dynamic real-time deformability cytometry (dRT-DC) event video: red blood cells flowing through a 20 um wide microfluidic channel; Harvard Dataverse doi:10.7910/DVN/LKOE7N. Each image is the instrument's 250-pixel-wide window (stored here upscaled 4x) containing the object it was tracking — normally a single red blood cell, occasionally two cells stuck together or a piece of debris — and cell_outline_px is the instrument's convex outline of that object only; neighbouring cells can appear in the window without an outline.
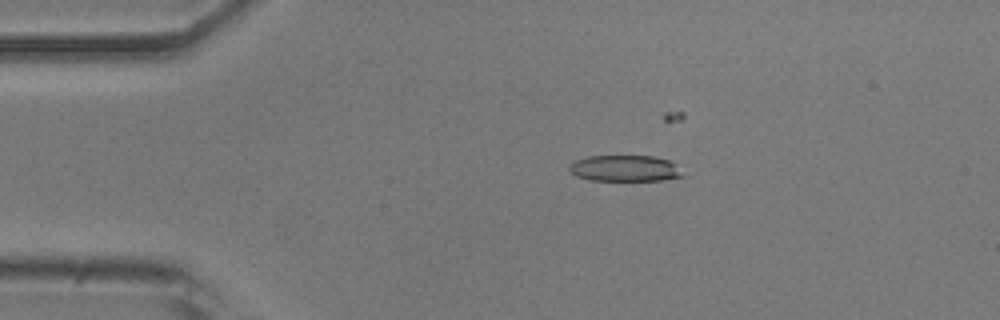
{"species": "common noctule bat (a hibernating species)", "species_latin": "Nyctalus noctula", "temperature_condition": "room temperature", "stored_images_in_passage": 28, "camera_frame_rate_fps": 3000, "um_per_image_px": 0.085, "animal": {"sex": "male", "body_mass_g": 20.5, "forearm_length_mm": 52.5}, "frame": {"image": 1, "passage_image": 11, "time_ms": 3.333, "image_size_px": [1000, 320], "cell_outline_px": [[688, 176], [660, 180], [592, 180], [576, 176], [568, 168], [576, 160], [588, 156], [652, 156], [672, 160]], "centroid_in_image_um": [53.21, 14.31], "position_along_channel_um": 31.8, "area_um2": 17.4}}
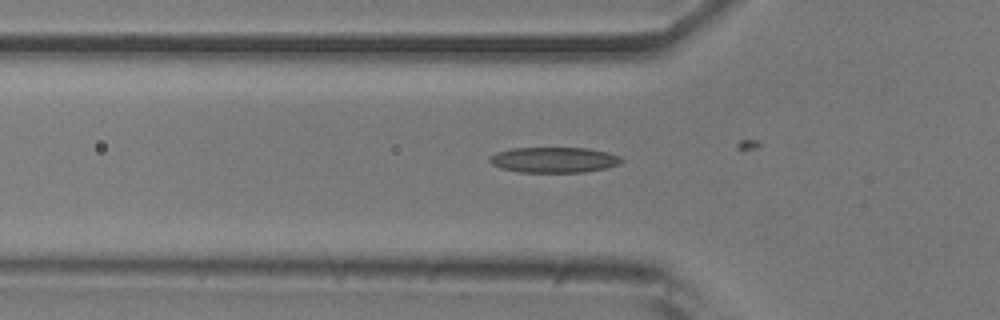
{"frame": {"image": 2, "passage_image": 18, "time_ms": 5.667, "image_size_px": [1000, 320], "cell_outline_px": [[624, 160], [620, 164], [604, 168], [584, 172], [520, 172], [500, 168], [492, 164], [488, 160], [488, 156], [496, 152], [512, 148], [588, 148], [608, 152], [620, 156]], "centroid_in_image_um": [47.07, 13.58], "position_along_channel_um": 78.7, "area_um2": 19.71}}
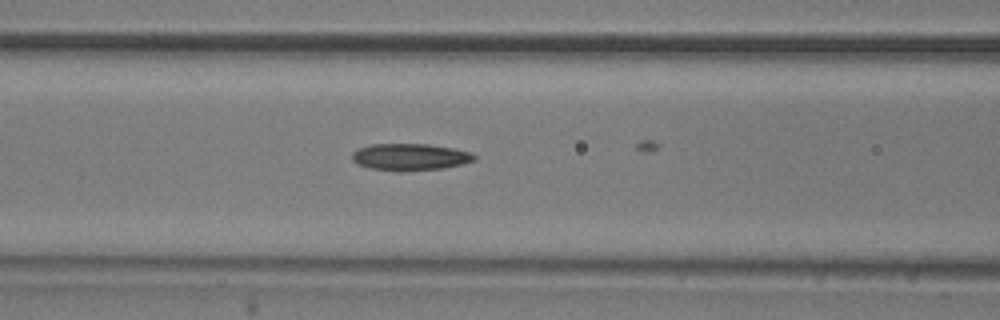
{"frame": {"image": 3, "passage_image": 22, "time_ms": 7.0, "image_size_px": [1000, 320], "cell_outline_px": [[476, 160], [444, 168], [368, 168], [356, 164], [352, 160], [352, 152], [360, 148], [372, 144], [428, 144], [452, 148], [472, 152], [476, 156]], "centroid_in_image_um": [34.87, 13.29], "position_along_channel_um": 131.7, "area_um2": 18.21}}